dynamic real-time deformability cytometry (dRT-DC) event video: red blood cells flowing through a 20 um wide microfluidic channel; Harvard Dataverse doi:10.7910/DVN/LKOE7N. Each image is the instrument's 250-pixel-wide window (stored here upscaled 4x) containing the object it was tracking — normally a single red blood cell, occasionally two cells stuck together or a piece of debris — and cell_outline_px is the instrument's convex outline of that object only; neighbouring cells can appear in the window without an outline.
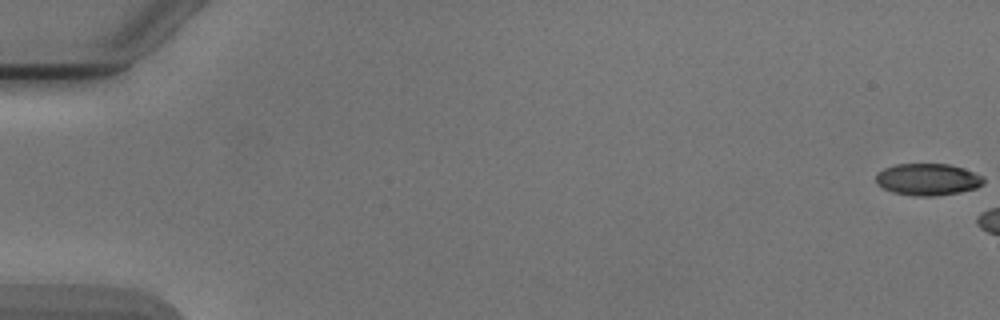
{"species": "Egyptian fruit bat (a non-hibernating species)", "species_latin": "Rousettus aegyptiacus", "temperature_condition": "cold", "stored_images_in_passage": 3, "camera_frame_rate_fps": 3000, "um_per_image_px": 0.085, "animal": {"sex": "male"}, "frame": {"image": 1, "passage_image": 1, "time_ms": 0.0, "image_size_px": [1000, 320], "cell_outline_px": [[984, 184], [976, 188], [960, 192], [936, 196], [912, 196], [892, 192], [876, 184], [876, 172], [884, 168], [896, 164], [948, 164], [964, 168], [984, 176]], "centroid_in_image_um": [78.86, 15.25], "position_along_channel_um": 6.1, "area_um2": 20.23}}